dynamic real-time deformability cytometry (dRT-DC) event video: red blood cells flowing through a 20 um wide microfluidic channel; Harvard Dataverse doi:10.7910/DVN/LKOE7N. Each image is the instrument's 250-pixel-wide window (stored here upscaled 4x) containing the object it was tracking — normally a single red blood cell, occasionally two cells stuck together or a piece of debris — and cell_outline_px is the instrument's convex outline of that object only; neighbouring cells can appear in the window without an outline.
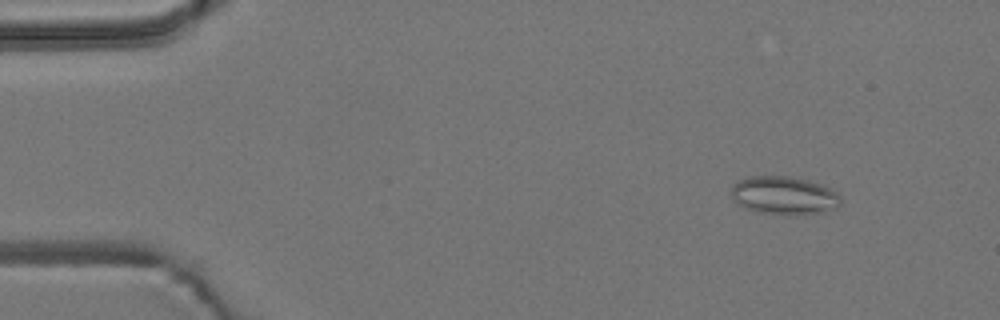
{"species": "common noctule bat (a hibernating species)", "species_latin": "Nyctalus noctula", "temperature_condition": "room temperature", "stored_images_in_passage": 56, "camera_frame_rate_fps": 3000, "um_per_image_px": 0.085, "animal": {"sex": "male", "body_mass_g": 19.2, "forearm_length_mm": 51.8}, "frame": {"image": 1, "passage_image": 6, "time_ms": 1.667, "image_size_px": [1000, 320], "cell_outline_px": [[840, 204], [836, 208], [828, 212], [796, 216], [788, 216], [760, 212], [744, 208], [736, 204], [732, 196], [732, 184], [736, 180], [748, 176], [788, 176], [808, 180], [824, 184], [836, 192], [840, 196]], "centroid_in_image_um": [66.65, 16.63], "position_along_channel_um": 18.3, "area_um2": 25.09}}
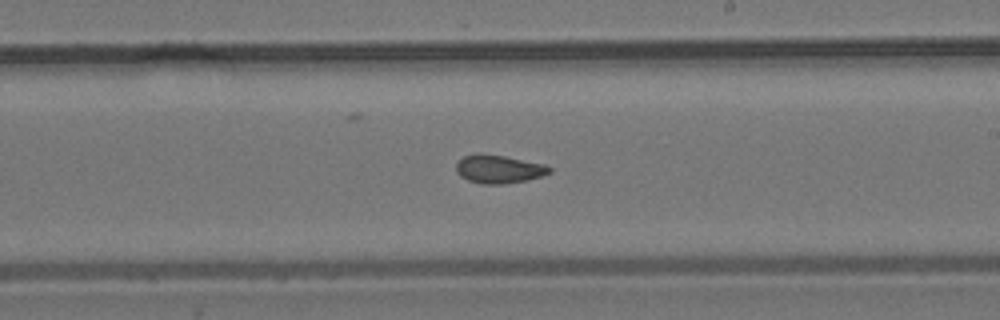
{"frame": {"image": 2, "passage_image": 32, "time_ms": 10.333, "image_size_px": [1000, 320], "cell_outline_px": [[552, 172], [528, 180], [504, 184], [480, 184], [468, 180], [460, 176], [456, 172], [456, 164], [464, 156], [476, 152], [480, 152], [504, 156], [544, 164], [552, 168]], "centroid_in_image_um": [42.37, 14.37], "position_along_channel_um": 246.6, "area_um2": 15.55}}
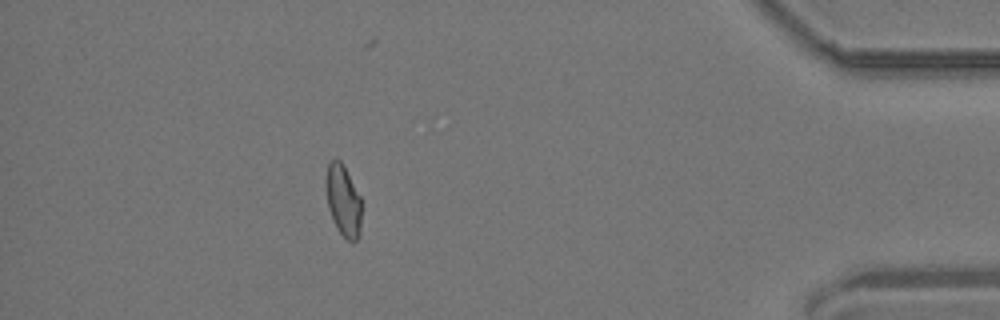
{"frame": {"image": 3, "passage_image": 49, "time_ms": 16.0, "image_size_px": [1000, 320], "cell_outline_px": [[360, 232], [356, 240], [352, 244], [336, 228], [328, 208], [324, 184], [324, 176], [328, 164], [332, 160], [340, 160], [360, 196]], "centroid_in_image_um": [29.13, 17.05], "position_along_channel_um": 406.1, "area_um2": 14.8}}